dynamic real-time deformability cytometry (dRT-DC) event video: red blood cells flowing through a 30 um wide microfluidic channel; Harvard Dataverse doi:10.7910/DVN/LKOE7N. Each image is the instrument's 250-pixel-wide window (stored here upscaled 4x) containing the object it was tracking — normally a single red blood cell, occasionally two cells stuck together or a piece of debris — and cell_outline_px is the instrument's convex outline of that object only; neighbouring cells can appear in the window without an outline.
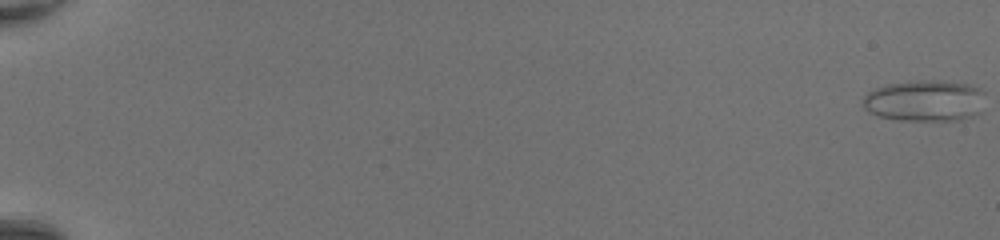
{"species": "common noctule bat (a hibernating species)", "species_latin": "Nyctalus noctula", "temperature_condition": "room temperature", "stored_images_in_passage": 50, "camera_frame_rate_fps": 3000, "um_per_image_px": 0.085, "animal": {"sex": "female", "body_mass_g": 20.0, "forearm_length_mm": 54.0}, "frame": {"image": 1, "passage_image": 1, "time_ms": 0.0, "image_size_px": [1000, 240], "cell_outline_px": [[984, 112], [960, 120], [896, 120], [876, 116], [868, 112], [864, 108], [860, 100], [868, 92], [876, 88], [888, 84], [916, 80], [940, 80], [972, 84], [984, 88]], "centroid_in_image_um": [78.66, 8.56], "position_along_channel_um": 6.3, "area_um2": 30.35}}
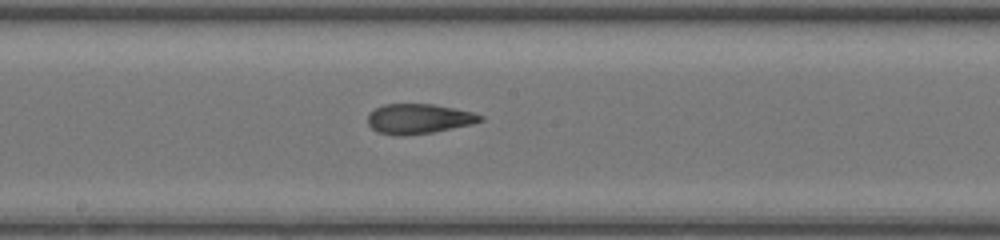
{"frame": {"image": 2, "passage_image": 30, "time_ms": 9.667, "image_size_px": [1000, 240], "cell_outline_px": [[484, 120], [472, 124], [432, 132], [404, 136], [400, 136], [376, 132], [368, 124], [368, 112], [384, 104], [432, 104], [472, 112], [484, 116]], "centroid_in_image_um": [35.56, 10.1], "position_along_channel_um": 212.6, "area_um2": 19.59}}
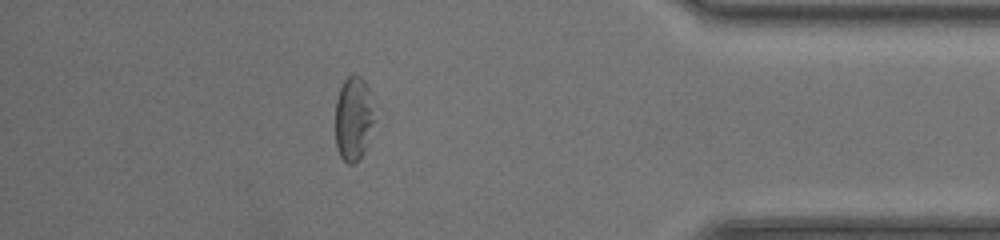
{"frame": {"image": 3, "passage_image": 45, "time_ms": 14.667, "image_size_px": [1000, 240], "cell_outline_px": [[376, 120], [364, 148], [356, 164], [348, 164], [340, 156], [336, 148], [336, 100], [340, 88], [344, 80], [348, 76], [360, 76], [364, 80], [368, 88]], "centroid_in_image_um": [30.04, 10.09], "position_along_channel_um": 405.2, "area_um2": 19.07}, "authors_computed_cell_mechanics": {"area_um2": 21.7328, "velocity_mm_per_s": 4.4087, "shape_relaxation_time_tau1_ms": 11.0337, "shape_relaxation_time_tau2_ms": 1.4774, "deformation_change_tau1": 0.3522, "deformation_change_tau2": 0.0987}}